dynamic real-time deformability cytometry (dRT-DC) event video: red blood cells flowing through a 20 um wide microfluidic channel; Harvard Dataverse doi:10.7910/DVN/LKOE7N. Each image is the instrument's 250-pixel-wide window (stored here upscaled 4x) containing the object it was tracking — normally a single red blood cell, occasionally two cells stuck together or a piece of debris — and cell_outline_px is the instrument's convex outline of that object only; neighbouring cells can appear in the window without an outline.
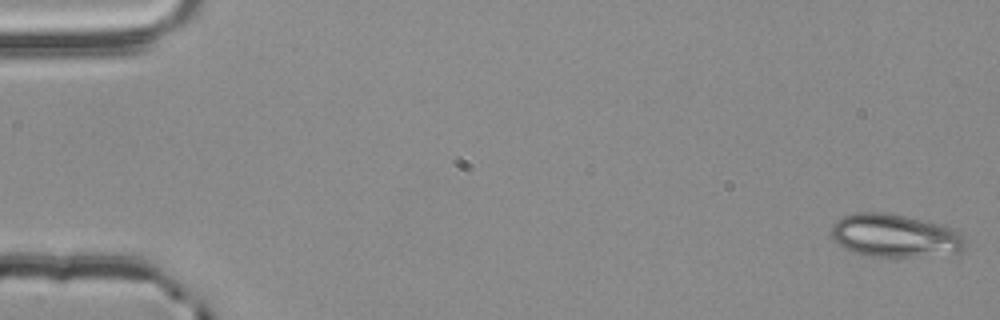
{"species": "common noctule bat (a hibernating species)", "species_latin": "Nyctalus noctula", "temperature_condition": "room temperature", "stored_images_in_passage": 11, "camera_frame_rate_fps": 3000, "um_per_image_px": 0.085, "animal": {"sex": "male", "body_mass_g": 20.4}, "frame": {"image": 1, "passage_image": 1, "time_ms": 0.0, "image_size_px": [1000, 320], "cell_outline_px": [[964, 248], [960, 252], [916, 256], [872, 256], [852, 252], [844, 248], [832, 236], [832, 224], [836, 220], [844, 216], [860, 212], [884, 212], [904, 216], [940, 224], [952, 228], [964, 240]], "centroid_in_image_um": [76.02, 20.02], "position_along_channel_um": 9.0, "area_um2": 32.95}}